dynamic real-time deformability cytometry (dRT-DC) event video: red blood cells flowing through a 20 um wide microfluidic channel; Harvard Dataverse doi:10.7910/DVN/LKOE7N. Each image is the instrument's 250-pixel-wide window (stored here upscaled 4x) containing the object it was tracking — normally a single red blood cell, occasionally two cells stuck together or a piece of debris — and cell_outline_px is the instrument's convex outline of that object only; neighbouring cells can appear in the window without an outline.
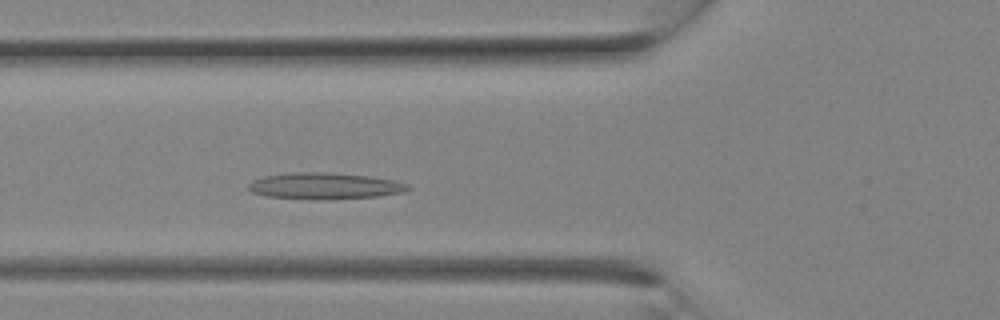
{"species": "Egyptian fruit bat (a non-hibernating species)", "species_latin": "Rousettus aegyptiacus", "temperature_condition": "room temperature", "stored_images_in_passage": 5, "camera_frame_rate_fps": 3000, "um_per_image_px": 0.085, "animal": {"sex": "female"}, "frame": {"image": 1, "passage_image": 5, "time_ms": 1.333, "image_size_px": [1000, 320], "cell_outline_px": [[412, 188], [404, 192], [380, 196], [268, 196], [252, 192], [248, 188], [248, 184], [252, 180], [264, 176], [292, 172], [332, 172], [368, 176], [392, 180], [408, 184]], "centroid_in_image_um": [27.62, 15.73], "position_along_channel_um": 98.2, "area_um2": 23.0}}